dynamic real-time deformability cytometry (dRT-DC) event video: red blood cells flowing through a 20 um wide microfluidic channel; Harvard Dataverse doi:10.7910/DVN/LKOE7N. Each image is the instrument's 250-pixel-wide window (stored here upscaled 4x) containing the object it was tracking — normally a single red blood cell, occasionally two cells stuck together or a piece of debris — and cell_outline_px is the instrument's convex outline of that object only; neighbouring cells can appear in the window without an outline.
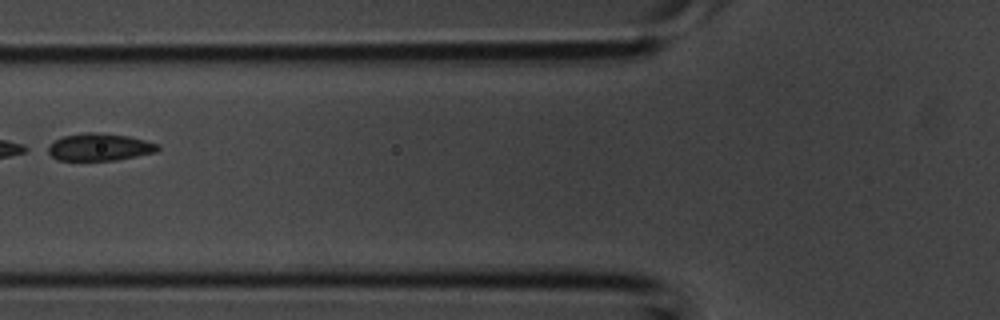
{"species": "common noctule bat (a hibernating species)", "species_latin": "Nyctalus noctula", "temperature_condition": "room temperature", "stored_images_in_passage": 4, "camera_frame_rate_fps": 3000, "um_per_image_px": 0.085, "animal": {"sex": "male", "body_mass_g": 20.1, "forearm_length_mm": 53.5}, "frame": {"image": 1, "passage_image": 4, "time_ms": 1.0, "image_size_px": [1000, 320], "cell_outline_px": [[160, 148], [156, 152], [116, 160], [56, 160], [44, 152], [44, 148], [56, 140], [64, 136], [88, 132], [96, 132], [128, 136], [160, 144]], "centroid_in_image_um": [8.41, 12.51], "position_along_channel_um": 117.4, "area_um2": 17.63}}